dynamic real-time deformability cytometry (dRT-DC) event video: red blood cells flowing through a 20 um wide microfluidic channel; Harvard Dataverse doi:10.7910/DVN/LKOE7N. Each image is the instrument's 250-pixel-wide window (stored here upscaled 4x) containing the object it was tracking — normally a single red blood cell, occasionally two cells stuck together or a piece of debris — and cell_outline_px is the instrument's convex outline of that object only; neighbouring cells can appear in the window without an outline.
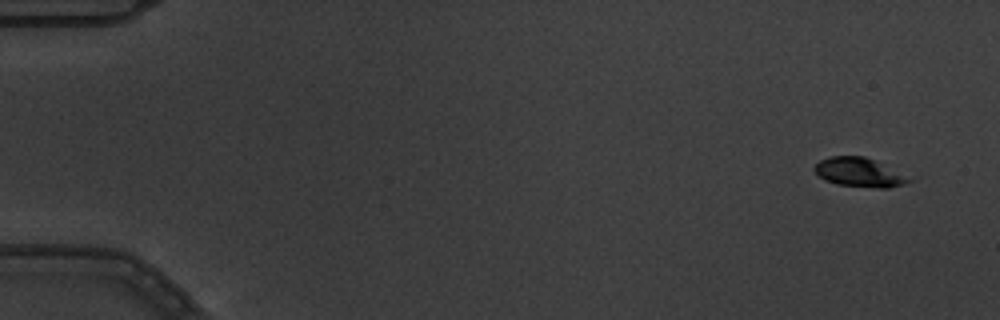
{"species": "common noctule bat (a hibernating species)", "species_latin": "Nyctalus noctula", "temperature_condition": "warm", "stored_images_in_passage": 6, "camera_frame_rate_fps": 3000, "um_per_image_px": 0.085, "animal": {"sex": "male", "body_mass_g": 19.5, "forearm_length_mm": 54.6}, "frame": {"image": 1, "passage_image": 1, "time_ms": 0.0, "image_size_px": [1000, 320], "cell_outline_px": [[920, 176], [916, 180], [904, 184], [888, 188], [880, 188], [836, 184], [824, 180], [812, 168], [820, 160], [832, 156], [864, 156]], "centroid_in_image_um": [73.26, 14.65], "position_along_channel_um": 11.7, "area_um2": 16.88}}